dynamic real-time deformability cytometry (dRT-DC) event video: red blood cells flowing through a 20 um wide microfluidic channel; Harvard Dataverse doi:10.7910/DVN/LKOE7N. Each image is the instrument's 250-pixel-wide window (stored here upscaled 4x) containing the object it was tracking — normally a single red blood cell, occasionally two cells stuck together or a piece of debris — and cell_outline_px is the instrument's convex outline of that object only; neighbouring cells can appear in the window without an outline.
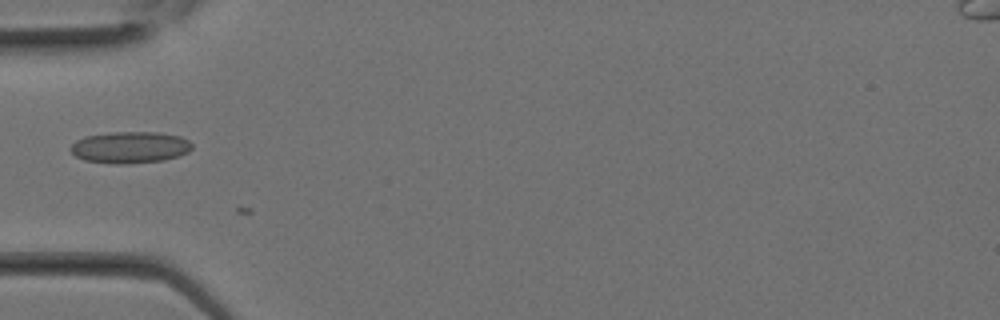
{"species": "Egyptian fruit bat (a non-hibernating species)", "species_latin": "Rousettus aegyptiacus", "temperature_condition": "room temperature", "stored_images_in_passage": 15, "camera_frame_rate_fps": 3000, "um_per_image_px": 0.085, "animal": {"sex": "female"}, "frame": {"image": 1, "passage_image": 9, "time_ms": 2.667, "image_size_px": [1000, 320], "cell_outline_px": [[192, 148], [188, 152], [164, 160], [128, 164], [116, 164], [84, 160], [76, 156], [68, 148], [76, 140], [84, 136], [112, 132], [156, 132], [180, 136], [188, 140], [192, 144]], "centroid_in_image_um": [11.03, 12.52], "position_along_channel_um": 74.0, "area_um2": 22.43}}
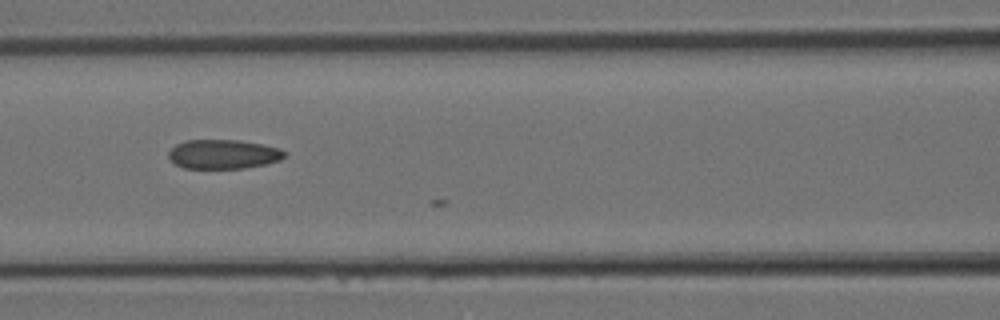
{"frame": {"image": 2, "passage_image": 12, "time_ms": 3.667, "image_size_px": [1000, 320], "cell_outline_px": [[288, 156], [280, 160], [264, 164], [244, 168], [184, 168], [176, 164], [168, 156], [168, 152], [176, 144], [184, 140], [240, 140], [264, 144], [280, 148], [288, 152]], "centroid_in_image_um": [19.03, 13.09], "position_along_channel_um": 147.6, "area_um2": 19.94}}
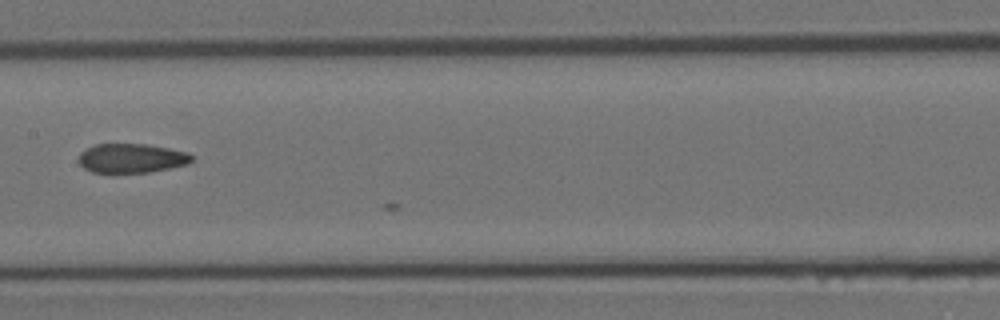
{"frame": {"image": 3, "passage_image": 14, "time_ms": 4.333, "image_size_px": [1000, 320], "cell_outline_px": [[192, 160], [188, 164], [148, 172], [92, 172], [84, 168], [76, 160], [80, 152], [96, 144], [144, 144], [168, 148], [188, 152], [192, 156]], "centroid_in_image_um": [11.15, 13.44], "position_along_channel_um": 196.3, "area_um2": 19.13}}